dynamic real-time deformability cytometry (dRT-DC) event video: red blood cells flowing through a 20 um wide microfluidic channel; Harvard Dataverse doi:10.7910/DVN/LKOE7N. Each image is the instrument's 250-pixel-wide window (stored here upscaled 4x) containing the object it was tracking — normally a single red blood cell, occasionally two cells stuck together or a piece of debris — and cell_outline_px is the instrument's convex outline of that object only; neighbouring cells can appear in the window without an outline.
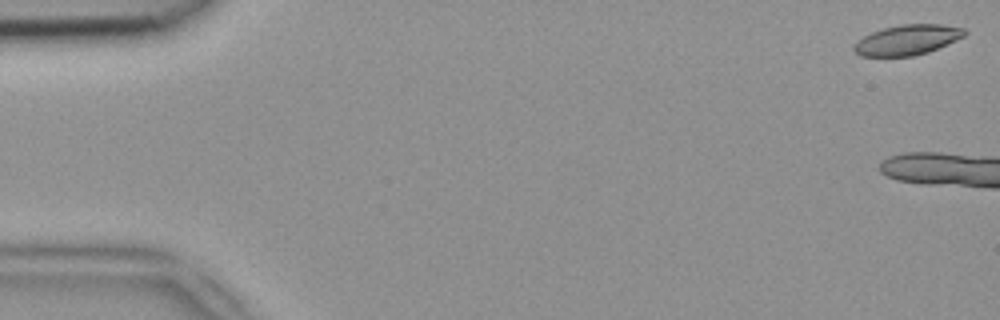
{"species": "common noctule bat (a hibernating species)", "species_latin": "Nyctalus noctula", "temperature_condition": "room temperature", "stored_images_in_passage": 4, "camera_frame_rate_fps": 3000, "um_per_image_px": 0.085, "animal": {"sex": "female", "body_mass_g": 18.4}, "frame": {"image": 1, "passage_image": 1, "time_ms": 0.0, "image_size_px": [1000, 320], "cell_outline_px": [[968, 32], [964, 36], [956, 40], [928, 52], [912, 56], [860, 56], [852, 48], [852, 44], [856, 40], [872, 32], [884, 28], [900, 24], [940, 24], [964, 28]], "centroid_in_image_um": [77.1, 3.39], "position_along_channel_um": 7.9, "area_um2": 19.48}}